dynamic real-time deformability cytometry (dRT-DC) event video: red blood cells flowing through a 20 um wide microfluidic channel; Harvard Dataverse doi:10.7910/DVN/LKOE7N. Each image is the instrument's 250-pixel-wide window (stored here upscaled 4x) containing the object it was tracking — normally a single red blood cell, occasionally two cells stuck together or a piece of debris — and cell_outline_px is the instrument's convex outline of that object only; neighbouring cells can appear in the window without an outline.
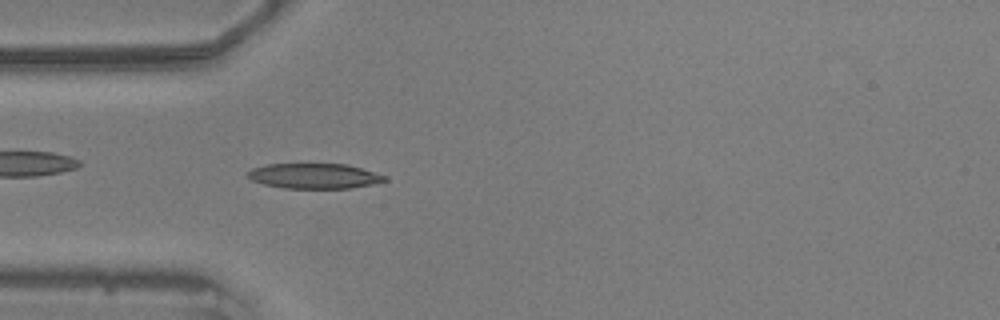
{"species": "common noctule bat (a hibernating species)", "species_latin": "Nyctalus noctula", "temperature_condition": "warm", "stored_images_in_passage": 45, "camera_frame_rate_fps": 3000, "um_per_image_px": 0.085, "animal": {"sex": "male", "body_mass_g": 20.5, "forearm_length_mm": 52.5}, "frame": {"image": 1, "passage_image": 5, "time_ms": 1.333, "image_size_px": [1000, 320], "cell_outline_px": [[388, 180], [372, 184], [352, 188], [284, 188], [264, 184], [252, 180], [244, 176], [252, 168], [268, 164], [348, 164], [388, 176]], "centroid_in_image_um": [26.72, 14.96], "position_along_channel_um": 58.3, "area_um2": 20.17}}
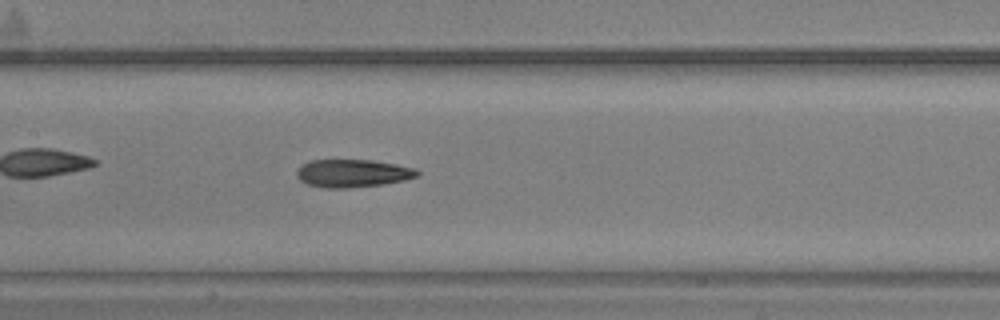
{"frame": {"image": 2, "passage_image": 15, "time_ms": 4.667, "image_size_px": [1000, 320], "cell_outline_px": [[420, 176], [404, 180], [384, 184], [348, 188], [324, 188], [308, 184], [300, 180], [296, 176], [296, 172], [304, 164], [312, 160], [372, 160], [396, 164], [416, 168], [420, 172]], "centroid_in_image_um": [30.03, 14.73], "position_along_channel_um": 177.4, "area_um2": 19.59}}
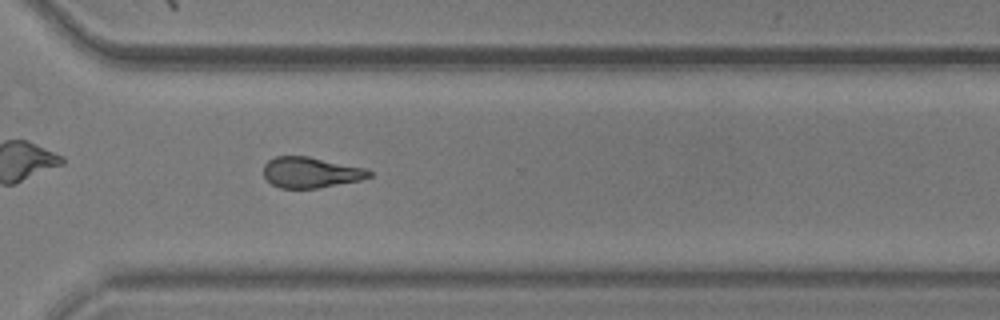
{"frame": {"image": 3, "passage_image": 29, "time_ms": 9.333, "image_size_px": [1000, 320], "cell_outline_px": [[372, 176], [360, 180], [316, 188], [280, 188], [272, 184], [264, 176], [264, 164], [268, 160], [276, 156], [308, 156], [368, 168], [372, 172]], "centroid_in_image_um": [26.43, 14.64], "position_along_channel_um": 344.2, "area_um2": 18.96}, "authors_computed_cell_mechanics": {"area_um2": 19.4786, "velocity_mm_per_s": 3.5888, "shape_relaxation_time_tau1_ms": 5.233, "shape_relaxation_time_tau2_ms": 2.6313, "deformation_change_tau1": 0.1645, "deformation_change_tau2": 0.1135}}